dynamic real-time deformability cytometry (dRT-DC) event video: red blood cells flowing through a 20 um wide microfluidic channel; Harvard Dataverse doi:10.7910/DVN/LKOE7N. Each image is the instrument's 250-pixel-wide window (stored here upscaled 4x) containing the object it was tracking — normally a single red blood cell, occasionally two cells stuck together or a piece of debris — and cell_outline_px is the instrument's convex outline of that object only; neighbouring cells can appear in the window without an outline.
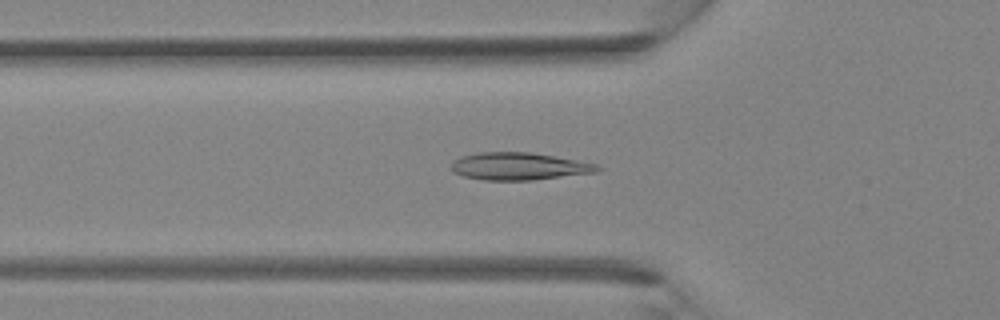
{"species": "Egyptian fruit bat (a non-hibernating species)", "species_latin": "Rousettus aegyptiacus", "temperature_condition": "room temperature", "stored_images_in_passage": 31, "camera_frame_rate_fps": 3000, "um_per_image_px": 0.085, "animal": {"sex": "female"}, "frame": {"image": 1, "passage_image": 5, "time_ms": 1.333, "image_size_px": [1000, 320], "cell_outline_px": [[604, 168], [600, 172], [532, 180], [484, 180], [464, 176], [452, 172], [452, 160], [460, 156], [476, 152], [528, 152], [600, 164]], "centroid_in_image_um": [44.14, 14.13], "position_along_channel_um": 81.7, "area_um2": 23.58}}
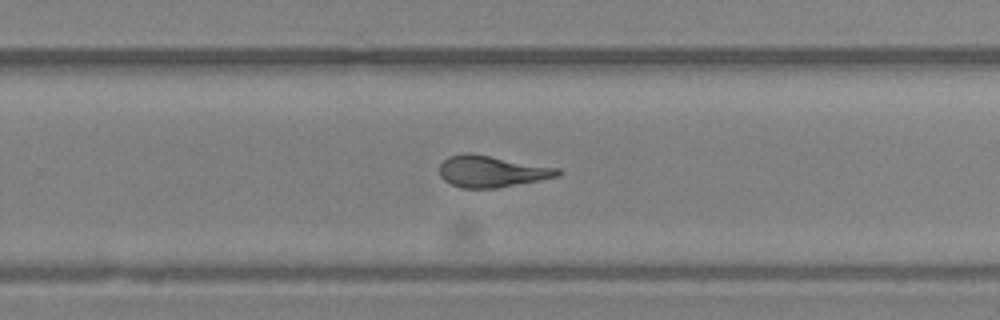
{"frame": {"image": 2, "passage_image": 17, "time_ms": 5.333, "image_size_px": [1000, 320], "cell_outline_px": [[564, 172], [560, 176], [496, 188], [464, 188], [452, 184], [444, 180], [440, 176], [440, 164], [448, 156], [460, 152], [468, 152], [560, 168]], "centroid_in_image_um": [41.8, 14.55], "position_along_channel_um": 288.0, "area_um2": 21.79}}
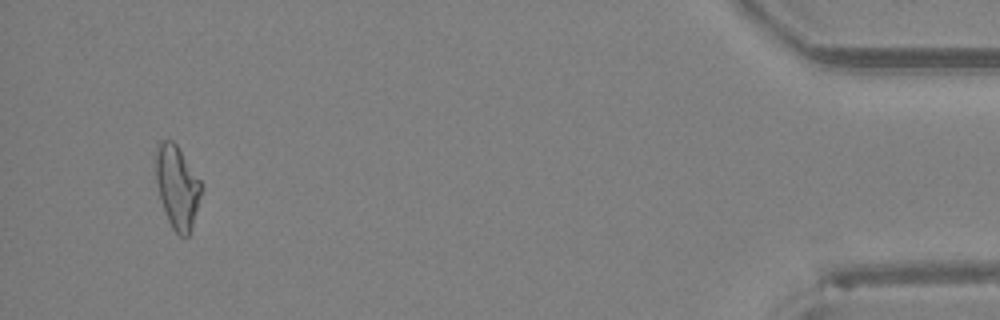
{"frame": {"image": 3, "passage_image": 29, "time_ms": 9.333, "image_size_px": [1000, 320], "cell_outline_px": [[204, 188], [192, 228], [188, 236], [180, 236], [172, 228], [168, 220], [160, 200], [156, 184], [156, 144], [160, 140], [172, 140], [176, 144], [200, 180]], "centroid_in_image_um": [15.07, 15.9], "position_along_channel_um": 420.1, "area_um2": 22.2}}